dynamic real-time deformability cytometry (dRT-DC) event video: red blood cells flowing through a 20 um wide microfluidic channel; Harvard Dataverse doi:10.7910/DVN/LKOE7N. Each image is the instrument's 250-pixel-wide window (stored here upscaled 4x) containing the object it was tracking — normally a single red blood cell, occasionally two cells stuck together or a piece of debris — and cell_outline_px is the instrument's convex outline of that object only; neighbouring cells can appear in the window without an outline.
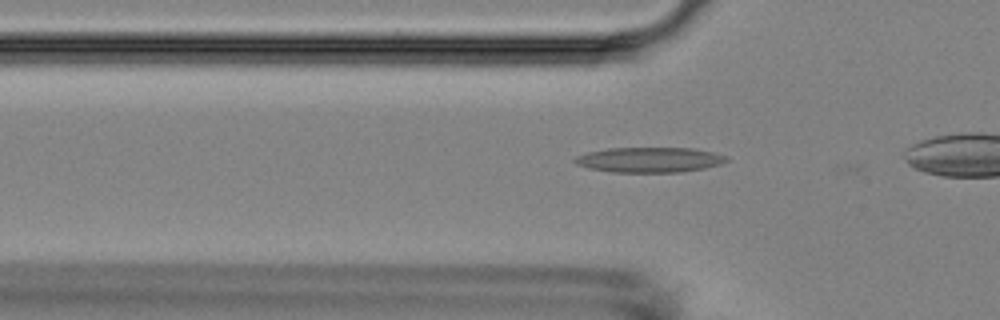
{"species": "Egyptian fruit bat (a non-hibernating species)", "species_latin": "Rousettus aegyptiacus", "temperature_condition": "room temperature", "stored_images_in_passage": 33, "camera_frame_rate_fps": 3000, "um_per_image_px": 0.085, "animal": {"sex": "female"}, "frame": {"image": 1, "passage_image": 6, "time_ms": 1.667, "image_size_px": [1000, 320], "cell_outline_px": [[728, 160], [720, 164], [704, 168], [680, 172], [612, 172], [588, 168], [576, 164], [572, 160], [576, 156], [588, 152], [608, 148], [692, 148], [712, 152], [728, 156]], "centroid_in_image_um": [55.18, 13.58], "position_along_channel_um": 70.6, "area_um2": 22.2}}
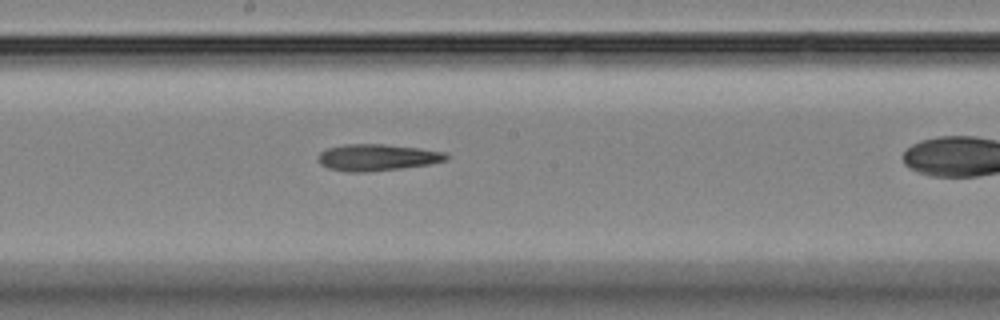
{"frame": {"image": 2, "passage_image": 18, "time_ms": 5.667, "image_size_px": [1000, 320], "cell_outline_px": [[448, 160], [428, 164], [400, 168], [364, 172], [348, 172], [328, 168], [320, 164], [316, 160], [320, 152], [328, 148], [344, 144], [384, 144], [420, 148], [444, 152], [448, 156]], "centroid_in_image_um": [32.02, 13.37], "position_along_channel_um": 216.2, "area_um2": 19.83}}
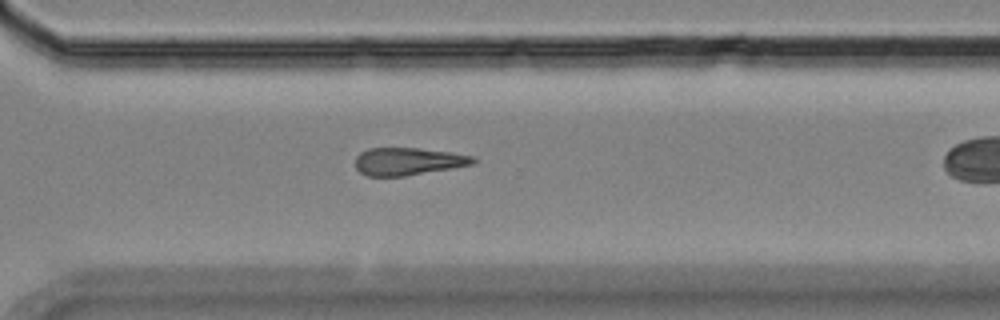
{"frame": {"image": 3, "passage_image": 28, "time_ms": 9.0, "image_size_px": [1000, 320], "cell_outline_px": [[476, 164], [404, 176], [368, 176], [360, 172], [356, 168], [356, 156], [360, 152], [368, 148], [416, 148], [452, 152], [476, 156]], "centroid_in_image_um": [34.72, 13.71], "position_along_channel_um": 335.9, "area_um2": 19.02}}